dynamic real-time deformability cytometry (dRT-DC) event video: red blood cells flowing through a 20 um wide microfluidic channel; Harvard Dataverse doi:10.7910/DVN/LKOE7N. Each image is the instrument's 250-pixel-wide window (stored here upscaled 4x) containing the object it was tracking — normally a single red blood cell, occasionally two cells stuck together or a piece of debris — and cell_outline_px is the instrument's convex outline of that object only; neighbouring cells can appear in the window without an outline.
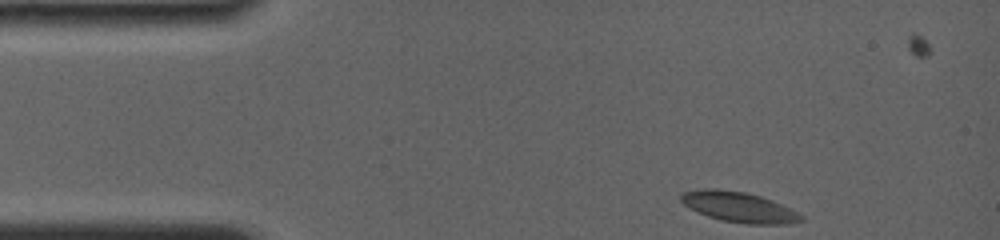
{"species": "common noctule bat (a hibernating species)", "species_latin": "Nyctalus noctula", "temperature_condition": "room temperature", "stored_images_in_passage": 52, "camera_frame_rate_fps": 4000, "um_per_image_px": 0.085, "animal": {"sex": "female", "body_mass_g": 19.0, "forearm_length_mm": 56.7}, "frame": {"image": 1, "passage_image": 1, "time_ms": 0.0, "image_size_px": [1000, 240], "cell_outline_px": [[804, 220], [788, 224], [748, 224], [720, 220], [708, 216], [688, 208], [680, 200], [680, 196], [684, 192], [704, 188], [716, 188], [744, 192], [760, 196], [772, 200], [804, 216]], "centroid_in_image_um": [62.79, 17.6], "position_along_channel_um": 22.2, "area_um2": 21.15}}
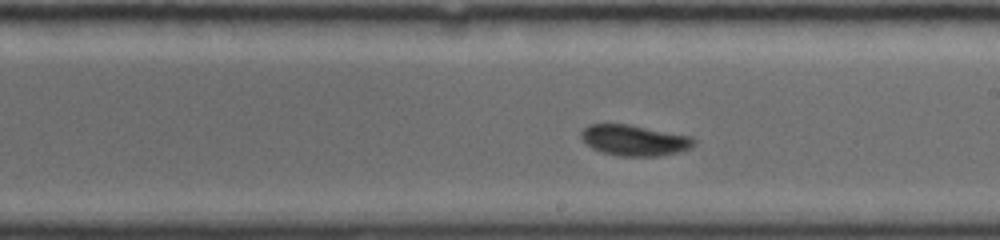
{"frame": {"image": 2, "passage_image": 30, "time_ms": 7.25, "image_size_px": [1000, 240], "cell_outline_px": [[696, 144], [680, 152], [656, 156], [620, 156], [604, 152], [592, 148], [580, 136], [580, 132], [588, 124], [628, 124], [692, 136], [696, 140]], "centroid_in_image_um": [53.94, 11.92], "position_along_channel_um": 235.1, "area_um2": 20.17}}
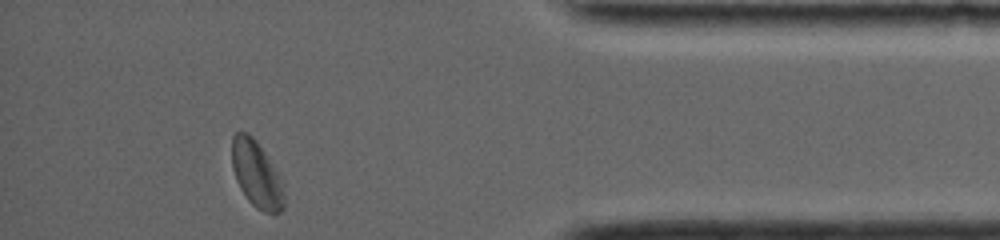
{"frame": {"image": 3, "passage_image": 51, "time_ms": 12.5, "image_size_px": [1000, 240], "cell_outline_px": [[284, 208], [280, 212], [264, 212], [256, 208], [248, 200], [240, 188], [236, 180], [232, 168], [232, 136], [236, 132], [248, 132], [256, 140], [284, 180]], "centroid_in_image_um": [21.83, 14.81], "position_along_channel_um": 413.4, "area_um2": 20.52}, "authors_computed_cell_mechanics": {"area_um2": 20.3167, "velocity_mm_per_s": 3.8338, "shape_relaxation_time_tau1_ms": 2.6063, "shape_relaxation_time_tau2_ms": null, "deformation_change_tau1": 0.0897, "deformation_change_tau2": null}}